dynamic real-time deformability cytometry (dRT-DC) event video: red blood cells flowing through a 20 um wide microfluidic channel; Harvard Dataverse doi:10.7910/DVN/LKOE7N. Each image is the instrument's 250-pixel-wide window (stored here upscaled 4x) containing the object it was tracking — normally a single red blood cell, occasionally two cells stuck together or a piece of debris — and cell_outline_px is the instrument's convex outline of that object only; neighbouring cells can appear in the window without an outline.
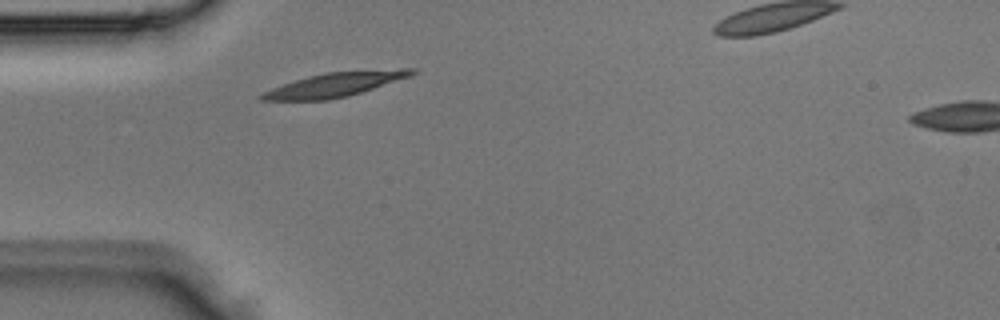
{"species": "Egyptian fruit bat (a non-hibernating species)", "species_latin": "Rousettus aegyptiacus", "temperature_condition": "room temperature", "stored_images_in_passage": 2, "camera_frame_rate_fps": 3000, "um_per_image_px": 0.085, "animal": {"sex": "male"}, "frame": {"image": 1, "passage_image": 1, "time_ms": 0.0, "image_size_px": [1000, 320], "cell_outline_px": [[416, 72], [408, 76], [348, 96], [328, 100], [260, 100], [260, 96], [264, 92], [272, 88], [308, 76], [324, 72], [400, 68], [416, 68]], "centroid_in_image_um": [28.47, 7.18], "position_along_channel_um": 56.5, "area_um2": 20.75}}